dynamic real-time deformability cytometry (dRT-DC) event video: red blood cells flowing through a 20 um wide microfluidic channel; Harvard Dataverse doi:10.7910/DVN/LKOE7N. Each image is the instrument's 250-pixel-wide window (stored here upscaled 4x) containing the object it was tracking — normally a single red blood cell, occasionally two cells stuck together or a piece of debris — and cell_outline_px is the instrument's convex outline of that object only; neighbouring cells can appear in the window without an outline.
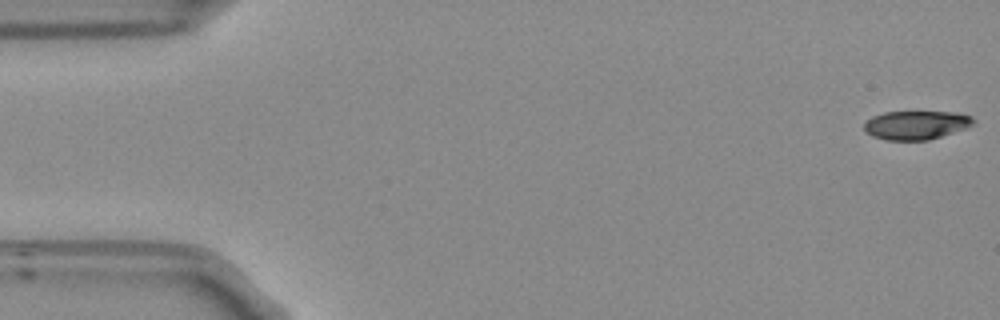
{"species": "Egyptian fruit bat (a non-hibernating species)", "species_latin": "Rousettus aegyptiacus", "temperature_condition": "room temperature", "stored_images_in_passage": 54, "camera_frame_rate_fps": 3000, "um_per_image_px": 0.085, "frame": {"image": 1, "passage_image": 1, "time_ms": 0.0, "image_size_px": [1000, 320], "cell_outline_px": [[976, 124], [968, 128], [928, 140], [884, 140], [872, 136], [864, 132], [864, 124], [872, 116], [884, 112], [960, 112], [972, 116], [976, 120]], "centroid_in_image_um": [77.92, 10.63], "position_along_channel_um": 7.1, "area_um2": 18.61}}
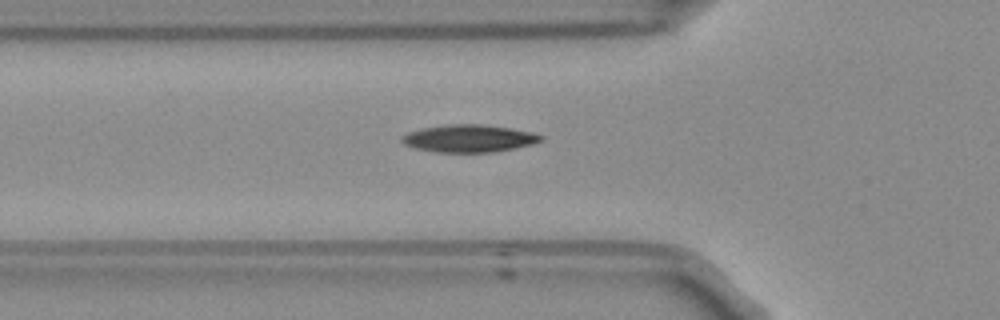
{"frame": {"image": 2, "passage_image": 18, "time_ms": 5.667, "image_size_px": [1000, 320], "cell_outline_px": [[544, 140], [532, 144], [492, 152], [436, 152], [416, 148], [404, 144], [400, 140], [408, 132], [420, 128], [444, 124], [484, 124], [512, 128], [532, 132], [544, 136]], "centroid_in_image_um": [39.87, 11.75], "position_along_channel_um": 85.9, "area_um2": 22.31}}
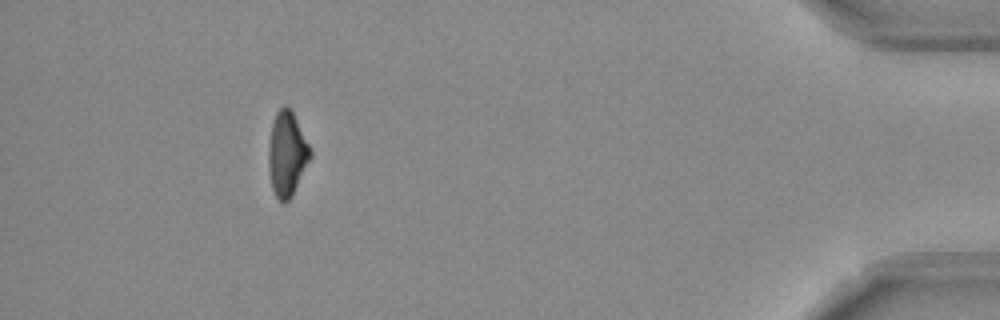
{"frame": {"image": 3, "passage_image": 49, "time_ms": 16.0, "image_size_px": [1000, 320], "cell_outline_px": [[312, 156], [292, 196], [284, 204], [276, 196], [272, 188], [268, 168], [268, 148], [272, 124], [276, 112], [284, 104], [292, 112], [312, 152]], "centroid_in_image_um": [24.38, 13.11], "position_along_channel_um": 410.8, "area_um2": 20.35}, "authors_computed_cell_mechanics": {"area_um2": 20.808, "velocity_mm_per_s": 3.7505, "shape_relaxation_time_tau1_ms": 5.4942, "shape_relaxation_time_tau2_ms": 10.1118, "deformation_change_tau1": 0.1526, "deformation_change_tau2": 0.1954}}